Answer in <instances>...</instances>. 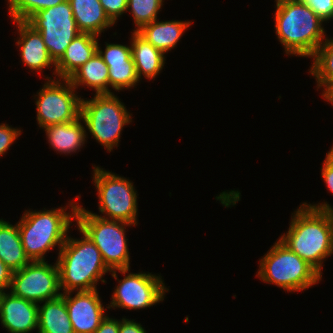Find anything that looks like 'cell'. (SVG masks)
I'll use <instances>...</instances> for the list:
<instances>
[{
	"label": "cell",
	"instance_id": "obj_28",
	"mask_svg": "<svg viewBox=\"0 0 333 333\" xmlns=\"http://www.w3.org/2000/svg\"><path fill=\"white\" fill-rule=\"evenodd\" d=\"M105 50L102 51L98 42L97 52L105 62V64L126 63L132 58L131 45H121L114 43H106Z\"/></svg>",
	"mask_w": 333,
	"mask_h": 333
},
{
	"label": "cell",
	"instance_id": "obj_11",
	"mask_svg": "<svg viewBox=\"0 0 333 333\" xmlns=\"http://www.w3.org/2000/svg\"><path fill=\"white\" fill-rule=\"evenodd\" d=\"M117 270H112V277L118 280L112 301L106 307L140 310L151 307L164 300L168 288L164 285L161 275L151 273H129L122 280L117 278Z\"/></svg>",
	"mask_w": 333,
	"mask_h": 333
},
{
	"label": "cell",
	"instance_id": "obj_35",
	"mask_svg": "<svg viewBox=\"0 0 333 333\" xmlns=\"http://www.w3.org/2000/svg\"><path fill=\"white\" fill-rule=\"evenodd\" d=\"M118 331L119 320L106 316V318L102 321V323L99 325V327L94 333H118Z\"/></svg>",
	"mask_w": 333,
	"mask_h": 333
},
{
	"label": "cell",
	"instance_id": "obj_10",
	"mask_svg": "<svg viewBox=\"0 0 333 333\" xmlns=\"http://www.w3.org/2000/svg\"><path fill=\"white\" fill-rule=\"evenodd\" d=\"M26 23L42 35L48 53L55 63L72 40L80 34L69 0L36 12Z\"/></svg>",
	"mask_w": 333,
	"mask_h": 333
},
{
	"label": "cell",
	"instance_id": "obj_32",
	"mask_svg": "<svg viewBox=\"0 0 333 333\" xmlns=\"http://www.w3.org/2000/svg\"><path fill=\"white\" fill-rule=\"evenodd\" d=\"M321 171V176L324 179L325 185L328 190L333 193V146L326 154Z\"/></svg>",
	"mask_w": 333,
	"mask_h": 333
},
{
	"label": "cell",
	"instance_id": "obj_29",
	"mask_svg": "<svg viewBox=\"0 0 333 333\" xmlns=\"http://www.w3.org/2000/svg\"><path fill=\"white\" fill-rule=\"evenodd\" d=\"M309 6L324 22L333 19V0H299Z\"/></svg>",
	"mask_w": 333,
	"mask_h": 333
},
{
	"label": "cell",
	"instance_id": "obj_25",
	"mask_svg": "<svg viewBox=\"0 0 333 333\" xmlns=\"http://www.w3.org/2000/svg\"><path fill=\"white\" fill-rule=\"evenodd\" d=\"M106 65L108 66L109 87H112L115 91L135 87L139 82L132 58L126 63Z\"/></svg>",
	"mask_w": 333,
	"mask_h": 333
},
{
	"label": "cell",
	"instance_id": "obj_1",
	"mask_svg": "<svg viewBox=\"0 0 333 333\" xmlns=\"http://www.w3.org/2000/svg\"><path fill=\"white\" fill-rule=\"evenodd\" d=\"M292 215L279 239L322 276L323 260L333 254V207L305 202Z\"/></svg>",
	"mask_w": 333,
	"mask_h": 333
},
{
	"label": "cell",
	"instance_id": "obj_19",
	"mask_svg": "<svg viewBox=\"0 0 333 333\" xmlns=\"http://www.w3.org/2000/svg\"><path fill=\"white\" fill-rule=\"evenodd\" d=\"M192 24L190 21L154 20L137 31L163 54L176 47L185 30Z\"/></svg>",
	"mask_w": 333,
	"mask_h": 333
},
{
	"label": "cell",
	"instance_id": "obj_34",
	"mask_svg": "<svg viewBox=\"0 0 333 333\" xmlns=\"http://www.w3.org/2000/svg\"><path fill=\"white\" fill-rule=\"evenodd\" d=\"M13 271L0 259V289L10 290Z\"/></svg>",
	"mask_w": 333,
	"mask_h": 333
},
{
	"label": "cell",
	"instance_id": "obj_16",
	"mask_svg": "<svg viewBox=\"0 0 333 333\" xmlns=\"http://www.w3.org/2000/svg\"><path fill=\"white\" fill-rule=\"evenodd\" d=\"M98 39L89 33L78 34L56 62V76L68 79L97 52Z\"/></svg>",
	"mask_w": 333,
	"mask_h": 333
},
{
	"label": "cell",
	"instance_id": "obj_8",
	"mask_svg": "<svg viewBox=\"0 0 333 333\" xmlns=\"http://www.w3.org/2000/svg\"><path fill=\"white\" fill-rule=\"evenodd\" d=\"M93 169V182L99 199L98 209L103 216L93 212L92 214L136 226L138 224V194L133 182L95 165Z\"/></svg>",
	"mask_w": 333,
	"mask_h": 333
},
{
	"label": "cell",
	"instance_id": "obj_15",
	"mask_svg": "<svg viewBox=\"0 0 333 333\" xmlns=\"http://www.w3.org/2000/svg\"><path fill=\"white\" fill-rule=\"evenodd\" d=\"M18 28L19 40L16 42L20 49V56L23 64L34 71H41L44 68L54 67L53 75L56 74V63L50 57L42 35L35 31L24 21H14Z\"/></svg>",
	"mask_w": 333,
	"mask_h": 333
},
{
	"label": "cell",
	"instance_id": "obj_33",
	"mask_svg": "<svg viewBox=\"0 0 333 333\" xmlns=\"http://www.w3.org/2000/svg\"><path fill=\"white\" fill-rule=\"evenodd\" d=\"M121 320H119L118 333H146V330L142 325L134 321V319L129 320L127 318H122Z\"/></svg>",
	"mask_w": 333,
	"mask_h": 333
},
{
	"label": "cell",
	"instance_id": "obj_36",
	"mask_svg": "<svg viewBox=\"0 0 333 333\" xmlns=\"http://www.w3.org/2000/svg\"><path fill=\"white\" fill-rule=\"evenodd\" d=\"M322 91L323 98L330 102L333 106V80L329 81L324 87Z\"/></svg>",
	"mask_w": 333,
	"mask_h": 333
},
{
	"label": "cell",
	"instance_id": "obj_23",
	"mask_svg": "<svg viewBox=\"0 0 333 333\" xmlns=\"http://www.w3.org/2000/svg\"><path fill=\"white\" fill-rule=\"evenodd\" d=\"M0 259L14 272L22 269L30 260L26 256L18 224L0 219Z\"/></svg>",
	"mask_w": 333,
	"mask_h": 333
},
{
	"label": "cell",
	"instance_id": "obj_22",
	"mask_svg": "<svg viewBox=\"0 0 333 333\" xmlns=\"http://www.w3.org/2000/svg\"><path fill=\"white\" fill-rule=\"evenodd\" d=\"M68 79L75 89L85 85L88 88H93L95 94H113L109 89L108 66L98 52Z\"/></svg>",
	"mask_w": 333,
	"mask_h": 333
},
{
	"label": "cell",
	"instance_id": "obj_12",
	"mask_svg": "<svg viewBox=\"0 0 333 333\" xmlns=\"http://www.w3.org/2000/svg\"><path fill=\"white\" fill-rule=\"evenodd\" d=\"M60 291L57 262L52 265L47 261H30L12 274L10 292L25 300L41 304L62 295Z\"/></svg>",
	"mask_w": 333,
	"mask_h": 333
},
{
	"label": "cell",
	"instance_id": "obj_37",
	"mask_svg": "<svg viewBox=\"0 0 333 333\" xmlns=\"http://www.w3.org/2000/svg\"><path fill=\"white\" fill-rule=\"evenodd\" d=\"M4 292L5 291H3V290L0 289V303H1V298H2V295H3Z\"/></svg>",
	"mask_w": 333,
	"mask_h": 333
},
{
	"label": "cell",
	"instance_id": "obj_24",
	"mask_svg": "<svg viewBox=\"0 0 333 333\" xmlns=\"http://www.w3.org/2000/svg\"><path fill=\"white\" fill-rule=\"evenodd\" d=\"M310 73L315 77L317 88L324 87L333 80V38L325 39L312 57Z\"/></svg>",
	"mask_w": 333,
	"mask_h": 333
},
{
	"label": "cell",
	"instance_id": "obj_31",
	"mask_svg": "<svg viewBox=\"0 0 333 333\" xmlns=\"http://www.w3.org/2000/svg\"><path fill=\"white\" fill-rule=\"evenodd\" d=\"M21 134V130L13 128L8 124H0V156L9 150L11 144L14 143L18 136Z\"/></svg>",
	"mask_w": 333,
	"mask_h": 333
},
{
	"label": "cell",
	"instance_id": "obj_5",
	"mask_svg": "<svg viewBox=\"0 0 333 333\" xmlns=\"http://www.w3.org/2000/svg\"><path fill=\"white\" fill-rule=\"evenodd\" d=\"M76 225L99 249L106 266L112 271L126 275L130 269V255L125 236L127 226L132 224L101 218L82 205L77 206Z\"/></svg>",
	"mask_w": 333,
	"mask_h": 333
},
{
	"label": "cell",
	"instance_id": "obj_7",
	"mask_svg": "<svg viewBox=\"0 0 333 333\" xmlns=\"http://www.w3.org/2000/svg\"><path fill=\"white\" fill-rule=\"evenodd\" d=\"M125 105L113 94H94L81 100V118L94 139L107 151L118 147L121 131L132 122Z\"/></svg>",
	"mask_w": 333,
	"mask_h": 333
},
{
	"label": "cell",
	"instance_id": "obj_17",
	"mask_svg": "<svg viewBox=\"0 0 333 333\" xmlns=\"http://www.w3.org/2000/svg\"><path fill=\"white\" fill-rule=\"evenodd\" d=\"M131 33V55L139 81L142 76L147 79L156 78L165 65V54L155 48L138 32Z\"/></svg>",
	"mask_w": 333,
	"mask_h": 333
},
{
	"label": "cell",
	"instance_id": "obj_27",
	"mask_svg": "<svg viewBox=\"0 0 333 333\" xmlns=\"http://www.w3.org/2000/svg\"><path fill=\"white\" fill-rule=\"evenodd\" d=\"M65 1L67 0H8L7 3L11 19L26 22L36 12Z\"/></svg>",
	"mask_w": 333,
	"mask_h": 333
},
{
	"label": "cell",
	"instance_id": "obj_13",
	"mask_svg": "<svg viewBox=\"0 0 333 333\" xmlns=\"http://www.w3.org/2000/svg\"><path fill=\"white\" fill-rule=\"evenodd\" d=\"M65 293V303L74 333H94L107 315L97 289Z\"/></svg>",
	"mask_w": 333,
	"mask_h": 333
},
{
	"label": "cell",
	"instance_id": "obj_14",
	"mask_svg": "<svg viewBox=\"0 0 333 333\" xmlns=\"http://www.w3.org/2000/svg\"><path fill=\"white\" fill-rule=\"evenodd\" d=\"M0 321L10 333H30L38 329V304L5 291L0 303Z\"/></svg>",
	"mask_w": 333,
	"mask_h": 333
},
{
	"label": "cell",
	"instance_id": "obj_2",
	"mask_svg": "<svg viewBox=\"0 0 333 333\" xmlns=\"http://www.w3.org/2000/svg\"><path fill=\"white\" fill-rule=\"evenodd\" d=\"M275 1L276 36L286 55L312 58L327 38L324 21L299 0Z\"/></svg>",
	"mask_w": 333,
	"mask_h": 333
},
{
	"label": "cell",
	"instance_id": "obj_4",
	"mask_svg": "<svg viewBox=\"0 0 333 333\" xmlns=\"http://www.w3.org/2000/svg\"><path fill=\"white\" fill-rule=\"evenodd\" d=\"M80 239L67 236L58 253L57 265L63 293L97 289L99 279L111 270L106 266L96 245L83 233Z\"/></svg>",
	"mask_w": 333,
	"mask_h": 333
},
{
	"label": "cell",
	"instance_id": "obj_18",
	"mask_svg": "<svg viewBox=\"0 0 333 333\" xmlns=\"http://www.w3.org/2000/svg\"><path fill=\"white\" fill-rule=\"evenodd\" d=\"M81 116L63 124L48 125L44 129L49 145L59 153L70 154L79 152L87 138L85 126L81 123Z\"/></svg>",
	"mask_w": 333,
	"mask_h": 333
},
{
	"label": "cell",
	"instance_id": "obj_9",
	"mask_svg": "<svg viewBox=\"0 0 333 333\" xmlns=\"http://www.w3.org/2000/svg\"><path fill=\"white\" fill-rule=\"evenodd\" d=\"M47 82L37 92V117L40 128L77 120L81 115V100L69 79L45 77ZM63 81V82H62Z\"/></svg>",
	"mask_w": 333,
	"mask_h": 333
},
{
	"label": "cell",
	"instance_id": "obj_30",
	"mask_svg": "<svg viewBox=\"0 0 333 333\" xmlns=\"http://www.w3.org/2000/svg\"><path fill=\"white\" fill-rule=\"evenodd\" d=\"M104 12L115 24L123 13L127 12L128 0H99Z\"/></svg>",
	"mask_w": 333,
	"mask_h": 333
},
{
	"label": "cell",
	"instance_id": "obj_3",
	"mask_svg": "<svg viewBox=\"0 0 333 333\" xmlns=\"http://www.w3.org/2000/svg\"><path fill=\"white\" fill-rule=\"evenodd\" d=\"M77 206L78 203L70 201L68 207L71 212H66L65 206L50 210H26L22 214L17 224L25 254L30 261H46L44 255L57 245L60 251L72 220H75Z\"/></svg>",
	"mask_w": 333,
	"mask_h": 333
},
{
	"label": "cell",
	"instance_id": "obj_26",
	"mask_svg": "<svg viewBox=\"0 0 333 333\" xmlns=\"http://www.w3.org/2000/svg\"><path fill=\"white\" fill-rule=\"evenodd\" d=\"M163 0H128L127 11H130L136 29L139 31L144 25L158 20L157 14L163 6Z\"/></svg>",
	"mask_w": 333,
	"mask_h": 333
},
{
	"label": "cell",
	"instance_id": "obj_20",
	"mask_svg": "<svg viewBox=\"0 0 333 333\" xmlns=\"http://www.w3.org/2000/svg\"><path fill=\"white\" fill-rule=\"evenodd\" d=\"M80 33L99 36L115 25L104 12L99 0H69Z\"/></svg>",
	"mask_w": 333,
	"mask_h": 333
},
{
	"label": "cell",
	"instance_id": "obj_21",
	"mask_svg": "<svg viewBox=\"0 0 333 333\" xmlns=\"http://www.w3.org/2000/svg\"><path fill=\"white\" fill-rule=\"evenodd\" d=\"M38 304V333H74L65 303V293Z\"/></svg>",
	"mask_w": 333,
	"mask_h": 333
},
{
	"label": "cell",
	"instance_id": "obj_6",
	"mask_svg": "<svg viewBox=\"0 0 333 333\" xmlns=\"http://www.w3.org/2000/svg\"><path fill=\"white\" fill-rule=\"evenodd\" d=\"M259 265L257 277L288 292L306 290L322 278L280 239L261 258Z\"/></svg>",
	"mask_w": 333,
	"mask_h": 333
}]
</instances>
